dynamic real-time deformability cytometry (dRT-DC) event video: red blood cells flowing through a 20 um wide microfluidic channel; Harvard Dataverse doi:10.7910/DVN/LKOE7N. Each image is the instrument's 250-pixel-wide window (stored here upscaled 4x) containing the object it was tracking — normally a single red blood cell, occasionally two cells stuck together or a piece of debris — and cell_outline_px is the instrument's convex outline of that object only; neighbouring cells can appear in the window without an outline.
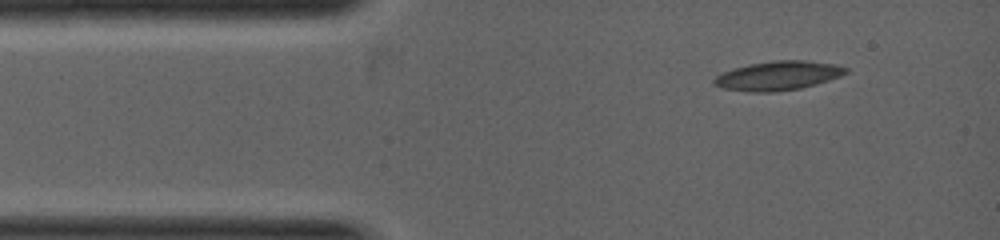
{"species": "common noctule bat (a hibernating species)", "species_latin": "Nyctalus noctula", "temperature_condition": "warm", "stored_images_in_passage": 2, "camera_frame_rate_fps": 5000, "um_per_image_px": 0.085, "animal": {"sex": "female", "body_mass_g": 19.0, "forearm_length_mm": 53.3}, "frame": {"image": 1, "passage_image": 1, "time_ms": 0.0, "image_size_px": [1000, 240], "cell_outline_px": [[848, 72], [840, 76], [816, 84], [800, 88], [776, 92], [748, 92], [724, 88], [712, 84], [712, 80], [716, 76], [724, 72], [748, 64], [772, 60], [804, 60], [836, 64], [848, 68]], "centroid_in_image_um": [66.14, 6.43], "position_along_channel_um": 18.9, "area_um2": 22.37}}